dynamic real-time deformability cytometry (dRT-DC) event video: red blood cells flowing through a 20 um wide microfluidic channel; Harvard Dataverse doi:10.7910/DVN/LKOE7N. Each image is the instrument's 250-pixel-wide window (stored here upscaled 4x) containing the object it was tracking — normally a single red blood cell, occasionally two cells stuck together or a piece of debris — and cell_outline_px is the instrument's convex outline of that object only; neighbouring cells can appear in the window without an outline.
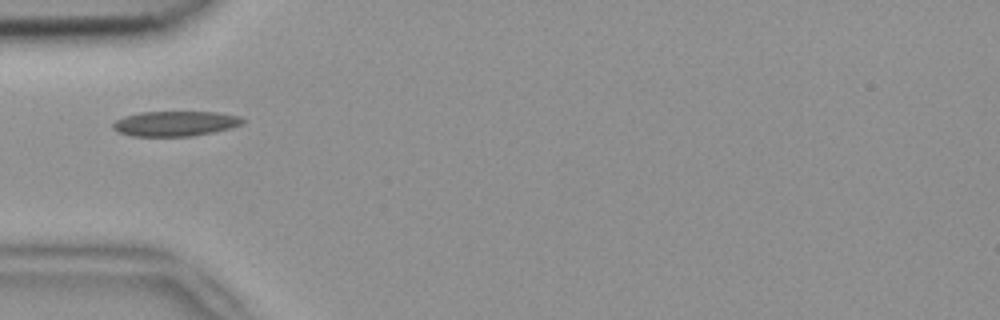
{"species": "common noctule bat (a hibernating species)", "species_latin": "Nyctalus noctula", "temperature_condition": "room temperature", "stored_images_in_passage": 7, "camera_frame_rate_fps": 3000, "um_per_image_px": 0.085, "animal": {"sex": "female", "body_mass_g": 18.4}, "frame": {"image": 1, "passage_image": 4, "time_ms": 1.0, "image_size_px": [1000, 320], "cell_outline_px": [[244, 120], [240, 124], [232, 128], [192, 136], [132, 136], [120, 132], [112, 128], [112, 124], [116, 120], [124, 116], [140, 112], [216, 112], [240, 116]], "centroid_in_image_um": [14.88, 10.5], "position_along_channel_um": 70.1, "area_um2": 18.84}}
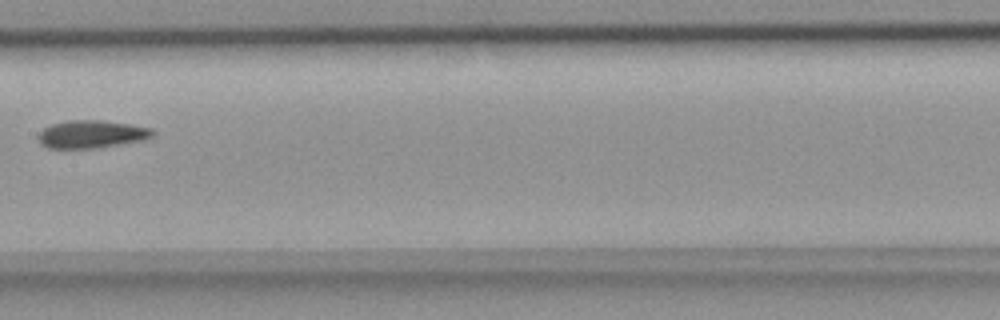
{"frame": {"image": 2, "passage_image": 7, "time_ms": 2.0, "image_size_px": [1000, 320], "cell_outline_px": [[156, 132], [152, 136], [140, 140], [96, 148], [48, 148], [40, 144], [40, 132], [44, 128], [52, 124], [68, 120], [104, 120], [152, 128]], "centroid_in_image_um": [7.78, 11.4], "position_along_channel_um": 199.6, "area_um2": 18.26}}